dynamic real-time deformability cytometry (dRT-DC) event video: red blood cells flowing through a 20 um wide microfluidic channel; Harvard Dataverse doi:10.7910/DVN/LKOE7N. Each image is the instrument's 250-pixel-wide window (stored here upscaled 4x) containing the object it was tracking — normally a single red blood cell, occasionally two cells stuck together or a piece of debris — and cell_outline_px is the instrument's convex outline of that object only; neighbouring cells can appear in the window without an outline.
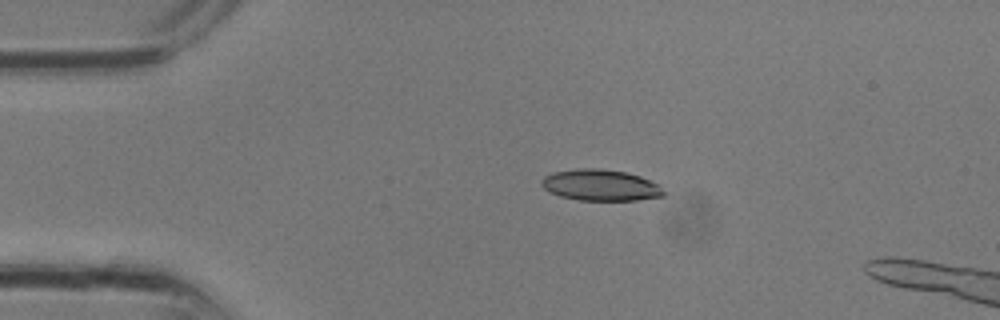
{"species": "common noctule bat (a hibernating species)", "species_latin": "Nyctalus noctula", "temperature_condition": "room temperature", "stored_images_in_passage": 9, "camera_frame_rate_fps": 3000, "um_per_image_px": 0.085, "animal": {"sex": "male", "body_mass_g": 13.3}, "frame": {"image": 1, "passage_image": 6, "time_ms": 1.667, "image_size_px": [1000, 320], "cell_outline_px": [[668, 192], [664, 196], [636, 200], [580, 200], [560, 196], [548, 192], [540, 184], [540, 180], [544, 176], [552, 172], [580, 168], [600, 168], [624, 172], [640, 176], [660, 184]], "centroid_in_image_um": [51.06, 15.74], "position_along_channel_um": 33.9, "area_um2": 22.54}}